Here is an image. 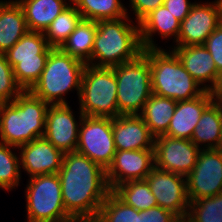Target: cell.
I'll return each instance as SVG.
<instances>
[{
  "instance_id": "ba28073f",
  "label": "cell",
  "mask_w": 222,
  "mask_h": 222,
  "mask_svg": "<svg viewBox=\"0 0 222 222\" xmlns=\"http://www.w3.org/2000/svg\"><path fill=\"white\" fill-rule=\"evenodd\" d=\"M25 189L27 222H76L64 208L57 173L31 177Z\"/></svg>"
},
{
  "instance_id": "e0dca14e",
  "label": "cell",
  "mask_w": 222,
  "mask_h": 222,
  "mask_svg": "<svg viewBox=\"0 0 222 222\" xmlns=\"http://www.w3.org/2000/svg\"><path fill=\"white\" fill-rule=\"evenodd\" d=\"M20 150V167L29 175V178L56 174L62 167L64 154L55 148L45 137H39L25 145Z\"/></svg>"
},
{
  "instance_id": "277c9868",
  "label": "cell",
  "mask_w": 222,
  "mask_h": 222,
  "mask_svg": "<svg viewBox=\"0 0 222 222\" xmlns=\"http://www.w3.org/2000/svg\"><path fill=\"white\" fill-rule=\"evenodd\" d=\"M151 70L152 93L175 101L191 100L206 90L184 68L176 54L165 49H145Z\"/></svg>"
},
{
  "instance_id": "d6986e66",
  "label": "cell",
  "mask_w": 222,
  "mask_h": 222,
  "mask_svg": "<svg viewBox=\"0 0 222 222\" xmlns=\"http://www.w3.org/2000/svg\"><path fill=\"white\" fill-rule=\"evenodd\" d=\"M116 150L154 149L155 137L140 115H119L112 118Z\"/></svg>"
},
{
  "instance_id": "74e56055",
  "label": "cell",
  "mask_w": 222,
  "mask_h": 222,
  "mask_svg": "<svg viewBox=\"0 0 222 222\" xmlns=\"http://www.w3.org/2000/svg\"><path fill=\"white\" fill-rule=\"evenodd\" d=\"M212 93L214 100L219 103H222V73L220 74L218 84L215 87V89L212 91Z\"/></svg>"
},
{
  "instance_id": "30bf717a",
  "label": "cell",
  "mask_w": 222,
  "mask_h": 222,
  "mask_svg": "<svg viewBox=\"0 0 222 222\" xmlns=\"http://www.w3.org/2000/svg\"><path fill=\"white\" fill-rule=\"evenodd\" d=\"M116 151L112 118L83 116L76 152L87 156L107 170Z\"/></svg>"
},
{
  "instance_id": "e575fe53",
  "label": "cell",
  "mask_w": 222,
  "mask_h": 222,
  "mask_svg": "<svg viewBox=\"0 0 222 222\" xmlns=\"http://www.w3.org/2000/svg\"><path fill=\"white\" fill-rule=\"evenodd\" d=\"M181 219L173 212L160 206L139 211V222H180Z\"/></svg>"
},
{
  "instance_id": "ac0fdd59",
  "label": "cell",
  "mask_w": 222,
  "mask_h": 222,
  "mask_svg": "<svg viewBox=\"0 0 222 222\" xmlns=\"http://www.w3.org/2000/svg\"><path fill=\"white\" fill-rule=\"evenodd\" d=\"M173 47L171 50L194 80L204 90L212 92L218 84L220 73L206 47L203 44ZM205 83H210V85Z\"/></svg>"
},
{
  "instance_id": "2e32d148",
  "label": "cell",
  "mask_w": 222,
  "mask_h": 222,
  "mask_svg": "<svg viewBox=\"0 0 222 222\" xmlns=\"http://www.w3.org/2000/svg\"><path fill=\"white\" fill-rule=\"evenodd\" d=\"M155 167L154 149L117 150L106 170L110 190L130 180H145Z\"/></svg>"
},
{
  "instance_id": "d6a6232c",
  "label": "cell",
  "mask_w": 222,
  "mask_h": 222,
  "mask_svg": "<svg viewBox=\"0 0 222 222\" xmlns=\"http://www.w3.org/2000/svg\"><path fill=\"white\" fill-rule=\"evenodd\" d=\"M22 91L15 80L13 67L5 54L0 53V101L4 104L12 102Z\"/></svg>"
},
{
  "instance_id": "f35d334b",
  "label": "cell",
  "mask_w": 222,
  "mask_h": 222,
  "mask_svg": "<svg viewBox=\"0 0 222 222\" xmlns=\"http://www.w3.org/2000/svg\"><path fill=\"white\" fill-rule=\"evenodd\" d=\"M13 0H9V1H1L0 0V5H5V4H8V3H11Z\"/></svg>"
},
{
  "instance_id": "3957f363",
  "label": "cell",
  "mask_w": 222,
  "mask_h": 222,
  "mask_svg": "<svg viewBox=\"0 0 222 222\" xmlns=\"http://www.w3.org/2000/svg\"><path fill=\"white\" fill-rule=\"evenodd\" d=\"M48 107V103L30 91H22L12 102L3 104L0 111V142L18 148L43 137Z\"/></svg>"
},
{
  "instance_id": "9a60e30c",
  "label": "cell",
  "mask_w": 222,
  "mask_h": 222,
  "mask_svg": "<svg viewBox=\"0 0 222 222\" xmlns=\"http://www.w3.org/2000/svg\"><path fill=\"white\" fill-rule=\"evenodd\" d=\"M79 114L77 122L68 104L49 105L47 109L43 137L63 154L76 151L80 123L84 116L81 112Z\"/></svg>"
},
{
  "instance_id": "d590c367",
  "label": "cell",
  "mask_w": 222,
  "mask_h": 222,
  "mask_svg": "<svg viewBox=\"0 0 222 222\" xmlns=\"http://www.w3.org/2000/svg\"><path fill=\"white\" fill-rule=\"evenodd\" d=\"M164 0H130L129 6L134 11L136 23L139 24L148 14L159 6L163 5Z\"/></svg>"
},
{
  "instance_id": "6da1fadb",
  "label": "cell",
  "mask_w": 222,
  "mask_h": 222,
  "mask_svg": "<svg viewBox=\"0 0 222 222\" xmlns=\"http://www.w3.org/2000/svg\"><path fill=\"white\" fill-rule=\"evenodd\" d=\"M57 174L66 212L76 222H93L111 192L106 170L75 151L64 154Z\"/></svg>"
},
{
  "instance_id": "7402d4cb",
  "label": "cell",
  "mask_w": 222,
  "mask_h": 222,
  "mask_svg": "<svg viewBox=\"0 0 222 222\" xmlns=\"http://www.w3.org/2000/svg\"><path fill=\"white\" fill-rule=\"evenodd\" d=\"M21 6L29 31L45 32L70 4L67 0H16ZM68 2H71L69 0Z\"/></svg>"
},
{
  "instance_id": "8d00e7d4",
  "label": "cell",
  "mask_w": 222,
  "mask_h": 222,
  "mask_svg": "<svg viewBox=\"0 0 222 222\" xmlns=\"http://www.w3.org/2000/svg\"><path fill=\"white\" fill-rule=\"evenodd\" d=\"M194 2L189 0H164V7L176 18L179 22H182L190 12Z\"/></svg>"
},
{
  "instance_id": "d4e9b609",
  "label": "cell",
  "mask_w": 222,
  "mask_h": 222,
  "mask_svg": "<svg viewBox=\"0 0 222 222\" xmlns=\"http://www.w3.org/2000/svg\"><path fill=\"white\" fill-rule=\"evenodd\" d=\"M177 101L151 94L140 116L154 136L164 135L175 112Z\"/></svg>"
},
{
  "instance_id": "5b68a950",
  "label": "cell",
  "mask_w": 222,
  "mask_h": 222,
  "mask_svg": "<svg viewBox=\"0 0 222 222\" xmlns=\"http://www.w3.org/2000/svg\"><path fill=\"white\" fill-rule=\"evenodd\" d=\"M87 64L60 48H53L40 78L29 90L49 105L68 104L64 94L77 90L79 99L83 71Z\"/></svg>"
},
{
  "instance_id": "60d3db41",
  "label": "cell",
  "mask_w": 222,
  "mask_h": 222,
  "mask_svg": "<svg viewBox=\"0 0 222 222\" xmlns=\"http://www.w3.org/2000/svg\"><path fill=\"white\" fill-rule=\"evenodd\" d=\"M3 104H4V103L0 101V111H1V107H2Z\"/></svg>"
},
{
  "instance_id": "4dcf8cb0",
  "label": "cell",
  "mask_w": 222,
  "mask_h": 222,
  "mask_svg": "<svg viewBox=\"0 0 222 222\" xmlns=\"http://www.w3.org/2000/svg\"><path fill=\"white\" fill-rule=\"evenodd\" d=\"M16 148L0 142V188L8 192L18 187L21 179L20 157L12 152Z\"/></svg>"
},
{
  "instance_id": "8992f818",
  "label": "cell",
  "mask_w": 222,
  "mask_h": 222,
  "mask_svg": "<svg viewBox=\"0 0 222 222\" xmlns=\"http://www.w3.org/2000/svg\"><path fill=\"white\" fill-rule=\"evenodd\" d=\"M79 108L84 116H119L117 81L113 67H95L87 64L83 71Z\"/></svg>"
},
{
  "instance_id": "f546056e",
  "label": "cell",
  "mask_w": 222,
  "mask_h": 222,
  "mask_svg": "<svg viewBox=\"0 0 222 222\" xmlns=\"http://www.w3.org/2000/svg\"><path fill=\"white\" fill-rule=\"evenodd\" d=\"M93 222H139V211L126 205L111 191Z\"/></svg>"
},
{
  "instance_id": "ffe728a7",
  "label": "cell",
  "mask_w": 222,
  "mask_h": 222,
  "mask_svg": "<svg viewBox=\"0 0 222 222\" xmlns=\"http://www.w3.org/2000/svg\"><path fill=\"white\" fill-rule=\"evenodd\" d=\"M213 101V93L210 91H205L201 96L191 100L178 101L168 130L164 135L191 140L203 111Z\"/></svg>"
},
{
  "instance_id": "8fae6325",
  "label": "cell",
  "mask_w": 222,
  "mask_h": 222,
  "mask_svg": "<svg viewBox=\"0 0 222 222\" xmlns=\"http://www.w3.org/2000/svg\"><path fill=\"white\" fill-rule=\"evenodd\" d=\"M186 185L189 202L222 193V150L201 149Z\"/></svg>"
},
{
  "instance_id": "cb8c5ba5",
  "label": "cell",
  "mask_w": 222,
  "mask_h": 222,
  "mask_svg": "<svg viewBox=\"0 0 222 222\" xmlns=\"http://www.w3.org/2000/svg\"><path fill=\"white\" fill-rule=\"evenodd\" d=\"M23 10L18 2L0 5V53H6L28 32Z\"/></svg>"
},
{
  "instance_id": "83f0119b",
  "label": "cell",
  "mask_w": 222,
  "mask_h": 222,
  "mask_svg": "<svg viewBox=\"0 0 222 222\" xmlns=\"http://www.w3.org/2000/svg\"><path fill=\"white\" fill-rule=\"evenodd\" d=\"M112 192L126 205L136 210H147L157 206L156 197L146 180H130L116 186Z\"/></svg>"
},
{
  "instance_id": "52a82bcc",
  "label": "cell",
  "mask_w": 222,
  "mask_h": 222,
  "mask_svg": "<svg viewBox=\"0 0 222 222\" xmlns=\"http://www.w3.org/2000/svg\"><path fill=\"white\" fill-rule=\"evenodd\" d=\"M117 81L119 115H140L152 94L148 57L141 53L136 59L114 66Z\"/></svg>"
},
{
  "instance_id": "4fadbf2b",
  "label": "cell",
  "mask_w": 222,
  "mask_h": 222,
  "mask_svg": "<svg viewBox=\"0 0 222 222\" xmlns=\"http://www.w3.org/2000/svg\"><path fill=\"white\" fill-rule=\"evenodd\" d=\"M145 180L156 197L157 205L173 212L184 221L190 204L186 177L154 167Z\"/></svg>"
},
{
  "instance_id": "9c48e42d",
  "label": "cell",
  "mask_w": 222,
  "mask_h": 222,
  "mask_svg": "<svg viewBox=\"0 0 222 222\" xmlns=\"http://www.w3.org/2000/svg\"><path fill=\"white\" fill-rule=\"evenodd\" d=\"M52 49L43 32L28 31L4 53L23 91H29L40 78Z\"/></svg>"
},
{
  "instance_id": "5bb4252c",
  "label": "cell",
  "mask_w": 222,
  "mask_h": 222,
  "mask_svg": "<svg viewBox=\"0 0 222 222\" xmlns=\"http://www.w3.org/2000/svg\"><path fill=\"white\" fill-rule=\"evenodd\" d=\"M222 23V1L194 2L187 17L180 24L175 46L204 44L209 35Z\"/></svg>"
},
{
  "instance_id": "484cf974",
  "label": "cell",
  "mask_w": 222,
  "mask_h": 222,
  "mask_svg": "<svg viewBox=\"0 0 222 222\" xmlns=\"http://www.w3.org/2000/svg\"><path fill=\"white\" fill-rule=\"evenodd\" d=\"M96 33L97 21L82 19L60 49L87 63L92 56Z\"/></svg>"
},
{
  "instance_id": "836d02e7",
  "label": "cell",
  "mask_w": 222,
  "mask_h": 222,
  "mask_svg": "<svg viewBox=\"0 0 222 222\" xmlns=\"http://www.w3.org/2000/svg\"><path fill=\"white\" fill-rule=\"evenodd\" d=\"M211 54L217 71L222 73V23L209 35L203 44Z\"/></svg>"
},
{
  "instance_id": "603a6c76",
  "label": "cell",
  "mask_w": 222,
  "mask_h": 222,
  "mask_svg": "<svg viewBox=\"0 0 222 222\" xmlns=\"http://www.w3.org/2000/svg\"><path fill=\"white\" fill-rule=\"evenodd\" d=\"M221 135L222 103L214 100L203 111L191 137V141L200 149H218Z\"/></svg>"
},
{
  "instance_id": "1f68e13d",
  "label": "cell",
  "mask_w": 222,
  "mask_h": 222,
  "mask_svg": "<svg viewBox=\"0 0 222 222\" xmlns=\"http://www.w3.org/2000/svg\"><path fill=\"white\" fill-rule=\"evenodd\" d=\"M184 222H222V193L190 202Z\"/></svg>"
},
{
  "instance_id": "7a4b0ae2",
  "label": "cell",
  "mask_w": 222,
  "mask_h": 222,
  "mask_svg": "<svg viewBox=\"0 0 222 222\" xmlns=\"http://www.w3.org/2000/svg\"><path fill=\"white\" fill-rule=\"evenodd\" d=\"M129 16L97 21L92 56L86 64L95 67H114L132 61L143 53L139 24L132 23Z\"/></svg>"
},
{
  "instance_id": "7c38bea8",
  "label": "cell",
  "mask_w": 222,
  "mask_h": 222,
  "mask_svg": "<svg viewBox=\"0 0 222 222\" xmlns=\"http://www.w3.org/2000/svg\"><path fill=\"white\" fill-rule=\"evenodd\" d=\"M200 150L189 139L157 136L154 140L155 167L186 177L196 165Z\"/></svg>"
},
{
  "instance_id": "ab89813d",
  "label": "cell",
  "mask_w": 222,
  "mask_h": 222,
  "mask_svg": "<svg viewBox=\"0 0 222 222\" xmlns=\"http://www.w3.org/2000/svg\"><path fill=\"white\" fill-rule=\"evenodd\" d=\"M218 149L222 150V135H221V141H220V145Z\"/></svg>"
},
{
  "instance_id": "f1b7e54d",
  "label": "cell",
  "mask_w": 222,
  "mask_h": 222,
  "mask_svg": "<svg viewBox=\"0 0 222 222\" xmlns=\"http://www.w3.org/2000/svg\"><path fill=\"white\" fill-rule=\"evenodd\" d=\"M81 13L71 4L50 24L44 36L52 48H60L82 20Z\"/></svg>"
},
{
  "instance_id": "44dd1931",
  "label": "cell",
  "mask_w": 222,
  "mask_h": 222,
  "mask_svg": "<svg viewBox=\"0 0 222 222\" xmlns=\"http://www.w3.org/2000/svg\"><path fill=\"white\" fill-rule=\"evenodd\" d=\"M180 24L181 22L174 18L164 5L153 10L139 23L140 41L143 50L161 49L153 41L152 36L156 32L164 39H170L173 36L176 43L180 32Z\"/></svg>"
},
{
  "instance_id": "4316f807",
  "label": "cell",
  "mask_w": 222,
  "mask_h": 222,
  "mask_svg": "<svg viewBox=\"0 0 222 222\" xmlns=\"http://www.w3.org/2000/svg\"><path fill=\"white\" fill-rule=\"evenodd\" d=\"M71 3L85 20H116L128 15L120 0H71Z\"/></svg>"
}]
</instances>
